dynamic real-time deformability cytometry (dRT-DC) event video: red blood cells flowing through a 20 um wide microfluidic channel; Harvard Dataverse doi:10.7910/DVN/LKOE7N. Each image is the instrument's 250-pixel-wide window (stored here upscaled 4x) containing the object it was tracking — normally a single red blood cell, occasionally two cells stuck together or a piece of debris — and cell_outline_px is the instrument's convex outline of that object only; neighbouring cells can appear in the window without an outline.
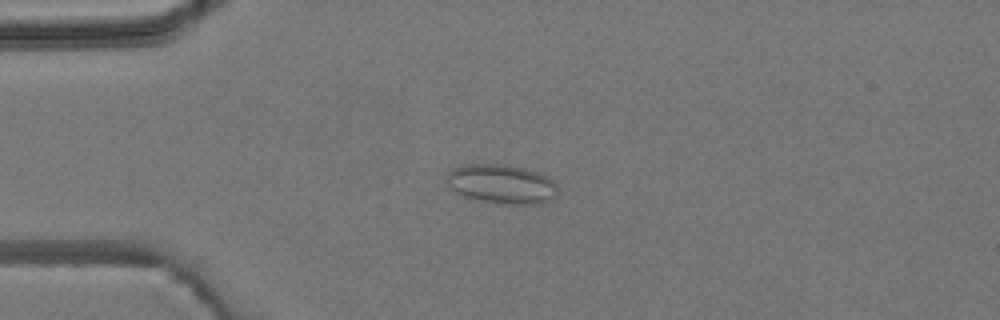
{"species": "common noctule bat (a hibernating species)", "species_latin": "Nyctalus noctula", "temperature_condition": "room temperature", "stored_images_in_passage": 4, "camera_frame_rate_fps": 3000, "um_per_image_px": 0.085, "animal": {"sex": "male", "body_mass_g": 19.2, "forearm_length_mm": 51.8}, "frame": {"image": 1, "passage_image": 3, "time_ms": 2.333, "image_size_px": [1000, 320], "cell_outline_px": [[556, 196], [552, 200], [540, 204], [512, 204], [484, 200], [464, 196], [456, 192], [448, 184], [448, 172], [452, 168], [464, 164], [504, 164], [524, 168], [536, 172], [552, 180], [556, 184]], "centroid_in_image_um": [42.65, 15.63], "position_along_channel_um": 42.4, "area_um2": 25.03}}